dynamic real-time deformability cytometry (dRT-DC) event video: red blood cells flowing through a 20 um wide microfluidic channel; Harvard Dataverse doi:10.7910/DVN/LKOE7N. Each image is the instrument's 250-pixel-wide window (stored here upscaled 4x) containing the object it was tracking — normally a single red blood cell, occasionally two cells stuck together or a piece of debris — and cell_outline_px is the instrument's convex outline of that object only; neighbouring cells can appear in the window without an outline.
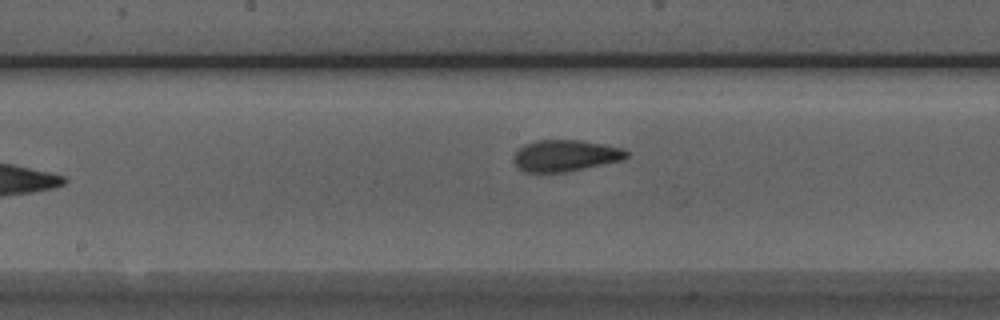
{"species": "Egyptian fruit bat (a non-hibernating species)", "species_latin": "Rousettus aegyptiacus", "temperature_condition": "room temperature", "stored_images_in_passage": 8, "camera_frame_rate_fps": 3000, "um_per_image_px": 0.085, "animal": {"sex": "male"}, "frame": {"image": 1, "passage_image": 7, "time_ms": 2.0, "image_size_px": [1000, 320], "cell_outline_px": [[628, 156], [624, 160], [568, 172], [540, 176], [524, 172], [512, 160], [512, 156], [524, 144], [536, 140], [580, 140], [604, 144], [624, 148], [628, 152]], "centroid_in_image_um": [48.02, 13.27], "position_along_channel_um": 200.2, "area_um2": 21.56}}
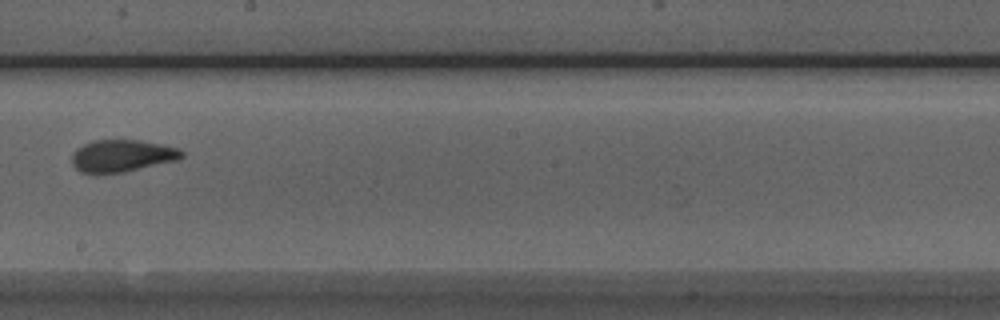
{"frame": {"image": 2, "passage_image": 8, "time_ms": 2.333, "image_size_px": [1000, 320], "cell_outline_px": [[184, 156], [180, 160], [124, 172], [96, 176], [80, 172], [72, 164], [72, 152], [76, 148], [92, 140], [140, 140], [180, 148], [184, 152]], "centroid_in_image_um": [10.35, 13.27], "position_along_channel_um": 237.8, "area_um2": 21.27}}